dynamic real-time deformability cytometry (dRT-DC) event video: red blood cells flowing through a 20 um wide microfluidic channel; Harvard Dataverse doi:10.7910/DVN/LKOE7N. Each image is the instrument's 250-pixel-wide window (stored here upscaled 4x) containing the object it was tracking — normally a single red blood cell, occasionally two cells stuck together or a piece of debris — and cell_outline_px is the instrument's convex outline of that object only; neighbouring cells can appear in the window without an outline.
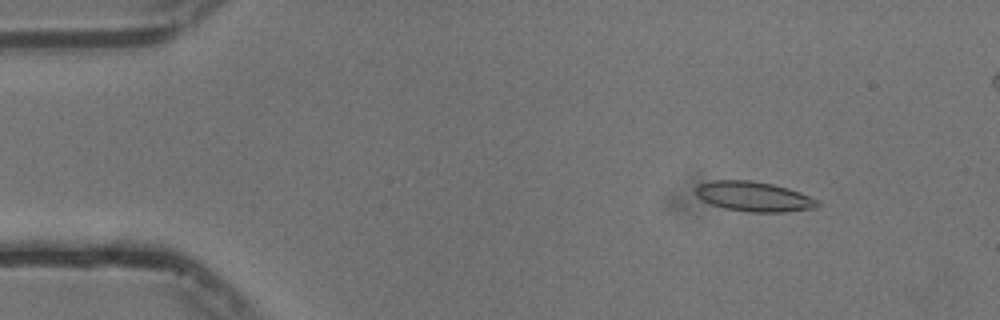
{"species": "common noctule bat (a hibernating species)", "species_latin": "Nyctalus noctula", "temperature_condition": "cold", "stored_images_in_passage": 56, "camera_frame_rate_fps": 3000, "um_per_image_px": 0.085, "animal": {"sex": "male", "body_mass_g": 13.3}, "frame": {"image": 1, "passage_image": 7, "time_ms": 2.0, "image_size_px": [1000, 320], "cell_outline_px": [[820, 204], [816, 208], [784, 212], [748, 212], [724, 208], [712, 204], [696, 196], [696, 188], [700, 184], [712, 180], [752, 180], [772, 184], [788, 188], [800, 192], [820, 200]], "centroid_in_image_um": [64.12, 16.7], "position_along_channel_um": 20.9, "area_um2": 21.27}}
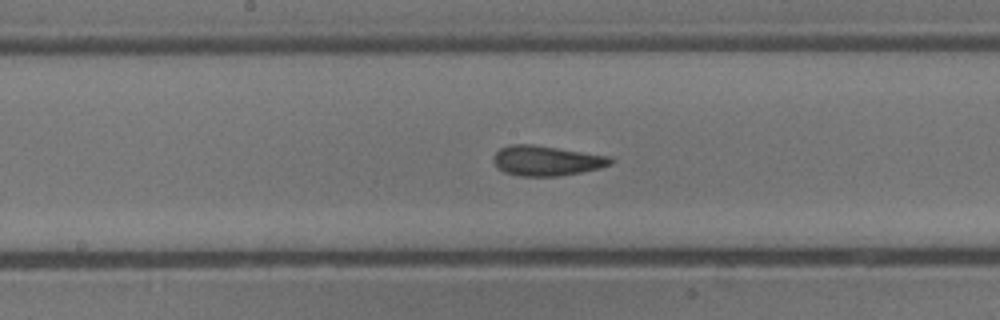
{"frame": {"image": 2, "passage_image": 28, "time_ms": 9.0, "image_size_px": [1000, 320], "cell_outline_px": [[612, 164], [600, 168], [560, 176], [520, 176], [504, 172], [492, 160], [492, 156], [500, 148], [512, 144], [532, 144], [608, 156], [612, 160]], "centroid_in_image_um": [46.42, 13.66], "position_along_channel_um": 201.8, "area_um2": 20.29}}
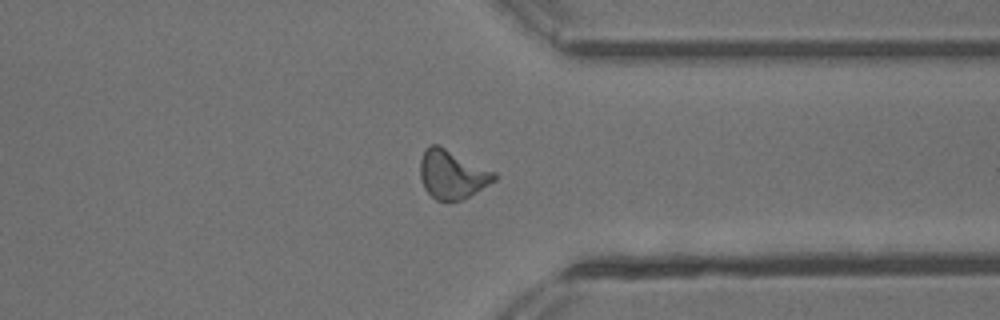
{"frame": {"image": 3, "passage_image": 42, "time_ms": 13.667, "image_size_px": [1000, 320], "cell_outline_px": [[496, 180], [464, 200], [436, 200], [424, 188], [420, 176], [420, 160], [424, 152], [432, 144], [436, 144], [496, 172]], "centroid_in_image_um": [38.45, 14.85], "position_along_channel_um": 373.0, "area_um2": 20.75}, "authors_computed_cell_mechanics": {"area_um2": 20.2878, "velocity_mm_per_s": 3.7567, "shape_relaxation_time_tau1_ms": 8.9623, "shape_relaxation_time_tau2_ms": 1.8153, "deformation_change_tau1": 0.1751, "deformation_change_tau2": 0.0866}}